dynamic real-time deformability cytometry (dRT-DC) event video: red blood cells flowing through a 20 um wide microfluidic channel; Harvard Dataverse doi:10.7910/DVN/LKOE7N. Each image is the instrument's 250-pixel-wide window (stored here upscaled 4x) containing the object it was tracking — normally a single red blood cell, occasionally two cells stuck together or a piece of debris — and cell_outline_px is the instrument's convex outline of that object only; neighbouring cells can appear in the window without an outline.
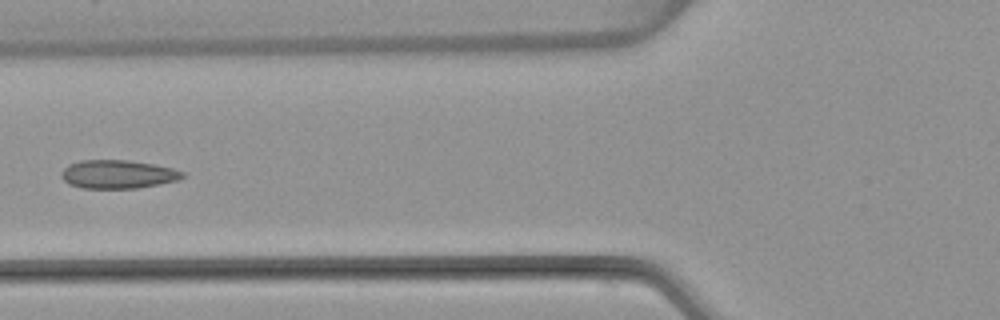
{"species": "common noctule bat (a hibernating species)", "species_latin": "Nyctalus noctula", "temperature_condition": "warm", "stored_images_in_passage": 4, "camera_frame_rate_fps": 3000, "um_per_image_px": 0.085, "animal": {"sex": "female", "body_mass_g": 22.7, "forearm_length_mm": 54.2}, "frame": {"image": 1, "passage_image": 4, "time_ms": 3.667, "image_size_px": [1000, 320], "cell_outline_px": [[184, 176], [176, 180], [160, 184], [136, 188], [80, 188], [68, 184], [60, 176], [60, 172], [68, 164], [80, 160], [128, 160], [152, 164], [172, 168], [184, 172]], "centroid_in_image_um": [9.96, 14.81], "position_along_channel_um": 115.8, "area_um2": 20.11}}